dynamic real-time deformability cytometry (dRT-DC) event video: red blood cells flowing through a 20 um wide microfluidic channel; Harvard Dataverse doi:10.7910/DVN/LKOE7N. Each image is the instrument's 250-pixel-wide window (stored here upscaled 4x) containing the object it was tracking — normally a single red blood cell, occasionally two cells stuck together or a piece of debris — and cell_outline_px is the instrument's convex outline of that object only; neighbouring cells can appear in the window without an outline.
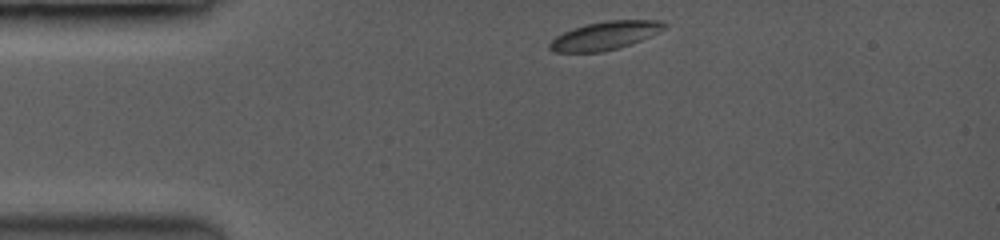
{"species": "common noctule bat (a hibernating species)", "species_latin": "Nyctalus noctula", "temperature_condition": "room temperature", "stored_images_in_passage": 45, "camera_frame_rate_fps": 3500, "um_per_image_px": 0.085, "animal": {"sex": "female", "body_mass_g": 19.0, "forearm_length_mm": 53.3}, "frame": {"image": 1, "passage_image": 1, "time_ms": 0.0, "image_size_px": [1000, 240], "cell_outline_px": [[668, 24], [664, 28], [640, 40], [616, 48], [600, 52], [552, 52], [548, 48], [548, 44], [556, 36], [572, 28], [588, 24], [608, 20], [656, 20]], "centroid_in_image_um": [51.35, 3.03], "position_along_channel_um": 33.6, "area_um2": 18.5}}
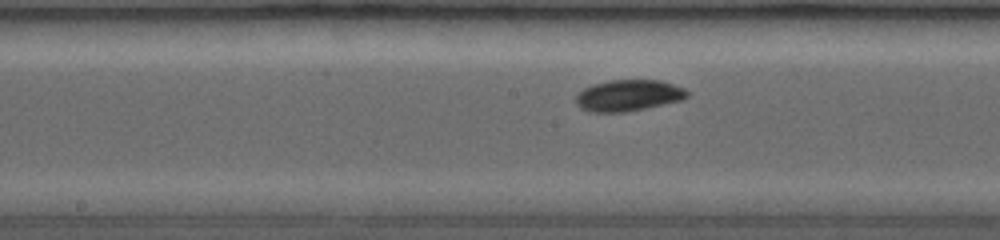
{"frame": {"image": 2, "passage_image": 21, "time_ms": 5.143, "image_size_px": [1000, 240], "cell_outline_px": [[688, 96], [680, 100], [644, 108], [624, 112], [592, 112], [584, 108], [576, 100], [576, 96], [584, 88], [592, 84], [612, 80], [660, 80], [684, 88], [688, 92]], "centroid_in_image_um": [53.43, 8.1], "position_along_channel_um": 194.8, "area_um2": 19.83}}
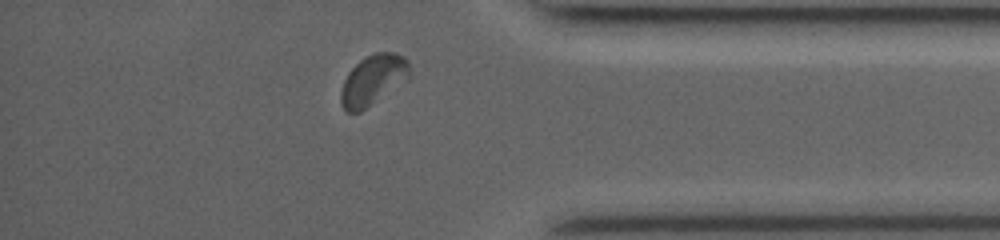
{"frame": {"image": 3, "passage_image": 40, "time_ms": 10.571, "image_size_px": [1000, 240], "cell_outline_px": [[408, 80], [360, 112], [348, 112], [344, 108], [340, 100], [340, 92], [344, 80], [348, 72], [360, 60], [376, 52], [396, 52], [404, 56], [408, 60]], "centroid_in_image_um": [31.71, 6.79], "position_along_channel_um": 403.5, "area_um2": 20.0}, "authors_computed_cell_mechanics": {"area_um2": 19.2474, "velocity_mm_per_s": 3.9624, "shape_relaxation_time_tau1_ms": 2.5757, "shape_relaxation_time_tau2_ms": null, "deformation_change_tau1": 0.0657, "deformation_change_tau2": null}}